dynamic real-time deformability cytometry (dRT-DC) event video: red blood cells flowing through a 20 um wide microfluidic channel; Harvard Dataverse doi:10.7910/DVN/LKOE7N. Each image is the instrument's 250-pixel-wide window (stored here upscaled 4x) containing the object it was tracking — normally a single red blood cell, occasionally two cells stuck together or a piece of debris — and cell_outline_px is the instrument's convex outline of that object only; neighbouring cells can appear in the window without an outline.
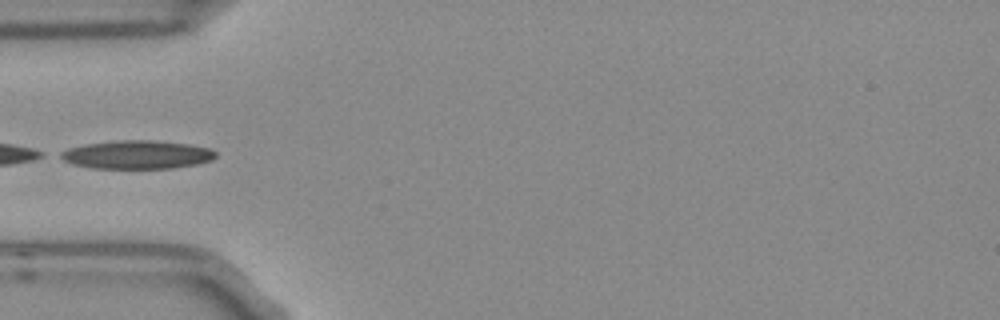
{"species": "Egyptian fruit bat (a non-hibernating species)", "species_latin": "Rousettus aegyptiacus", "temperature_condition": "room temperature", "stored_images_in_passage": 4, "camera_frame_rate_fps": 3000, "um_per_image_px": 0.085, "frame": {"image": 1, "passage_image": 4, "time_ms": 1.0, "image_size_px": [1000, 320], "cell_outline_px": [[216, 156], [212, 160], [196, 164], [172, 168], [88, 168], [72, 164], [56, 156], [60, 152], [68, 148], [84, 144], [116, 140], [152, 140], [188, 144], [208, 148], [216, 152]], "centroid_in_image_um": [11.59, 13.14], "position_along_channel_um": 73.4, "area_um2": 25.78}}